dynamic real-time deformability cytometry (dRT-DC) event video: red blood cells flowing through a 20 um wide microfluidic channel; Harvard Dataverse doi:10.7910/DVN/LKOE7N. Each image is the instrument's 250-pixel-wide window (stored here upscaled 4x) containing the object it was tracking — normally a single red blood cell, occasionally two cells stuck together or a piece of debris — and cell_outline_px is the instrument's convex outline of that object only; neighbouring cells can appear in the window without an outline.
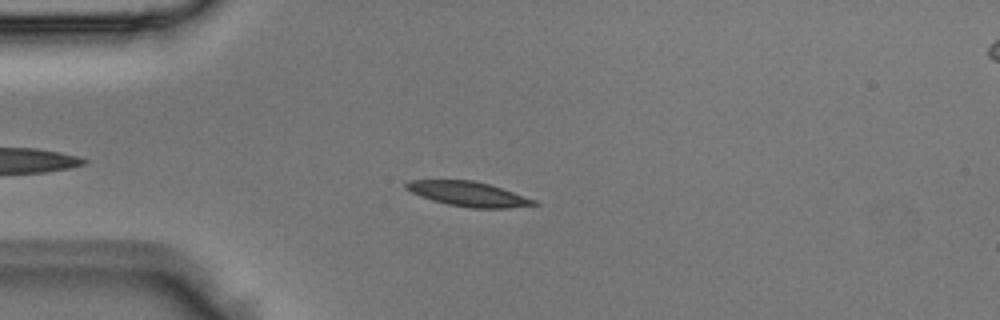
{"species": "Egyptian fruit bat (a non-hibernating species)", "species_latin": "Rousettus aegyptiacus", "temperature_condition": "room temperature", "stored_images_in_passage": 3, "camera_frame_rate_fps": 3000, "um_per_image_px": 0.085, "animal": {"sex": "male"}, "frame": {"image": 1, "passage_image": 3, "time_ms": 0.667, "image_size_px": [1000, 320], "cell_outline_px": [[540, 204], [508, 208], [468, 208], [448, 204], [432, 200], [420, 196], [404, 188], [404, 184], [408, 180], [472, 180], [488, 184], [536, 200]], "centroid_in_image_um": [39.77, 16.49], "position_along_channel_um": 45.2, "area_um2": 18.26}}